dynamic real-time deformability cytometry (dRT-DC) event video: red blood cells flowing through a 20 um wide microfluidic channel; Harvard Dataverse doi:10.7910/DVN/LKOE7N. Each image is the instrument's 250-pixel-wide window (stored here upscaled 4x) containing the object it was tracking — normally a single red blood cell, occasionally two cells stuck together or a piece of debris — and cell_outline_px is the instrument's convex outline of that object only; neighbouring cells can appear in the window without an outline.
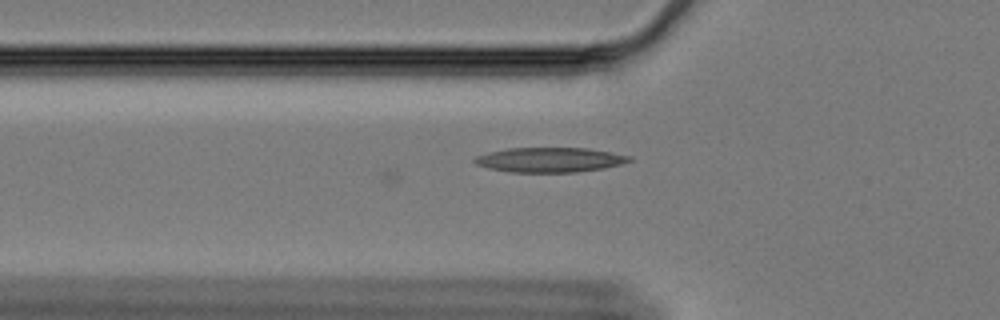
{"species": "Egyptian fruit bat (a non-hibernating species)", "species_latin": "Rousettus aegyptiacus", "temperature_condition": "cold", "stored_images_in_passage": 8, "camera_frame_rate_fps": 3000, "um_per_image_px": 0.085, "animal": {"sex": "female"}, "frame": {"image": 1, "passage_image": 8, "time_ms": 2.333, "image_size_px": [1000, 320], "cell_outline_px": [[632, 160], [620, 164], [604, 168], [576, 172], [508, 172], [488, 168], [476, 164], [472, 160], [476, 156], [488, 152], [508, 148], [588, 148], [612, 152], [632, 156]], "centroid_in_image_um": [46.72, 13.58], "position_along_channel_um": 79.1, "area_um2": 22.37}}